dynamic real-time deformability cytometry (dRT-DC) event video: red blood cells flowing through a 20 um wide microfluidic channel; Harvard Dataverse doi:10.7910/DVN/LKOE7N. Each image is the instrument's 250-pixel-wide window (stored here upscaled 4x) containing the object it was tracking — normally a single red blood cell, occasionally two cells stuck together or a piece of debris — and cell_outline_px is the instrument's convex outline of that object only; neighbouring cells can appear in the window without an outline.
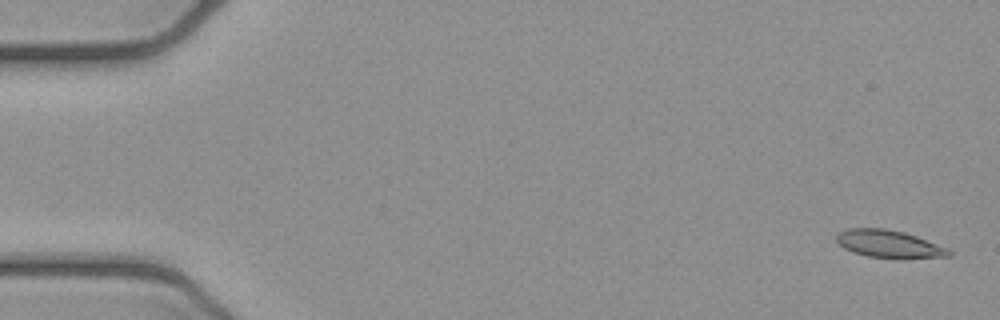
{"species": "common noctule bat (a hibernating species)", "species_latin": "Nyctalus noctula", "temperature_condition": "cold", "stored_images_in_passage": 7, "camera_frame_rate_fps": 3000, "um_per_image_px": 0.085, "animal": {"sex": "female", "body_mass_g": 21.9}, "frame": {"image": 1, "passage_image": 1, "time_ms": 0.0, "image_size_px": [1000, 320], "cell_outline_px": [[952, 256], [868, 256], [852, 252], [844, 248], [836, 240], [836, 236], [840, 232], [848, 228], [884, 228], [904, 232], [916, 236], [948, 248], [952, 252]], "centroid_in_image_um": [75.51, 20.69], "position_along_channel_um": 9.5, "area_um2": 17.22}}
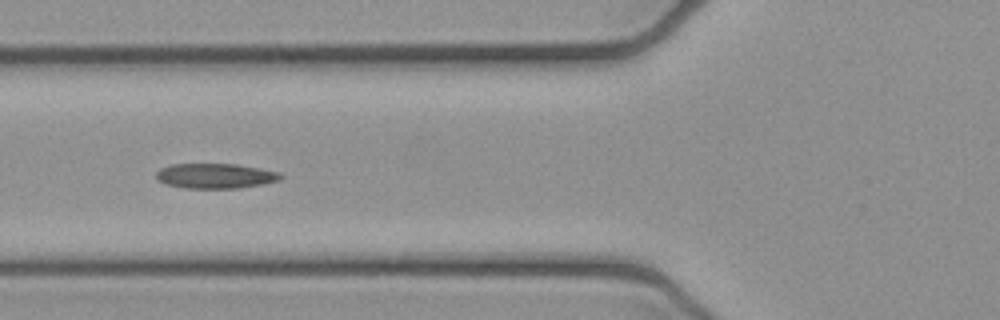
{"frame": {"image": 2, "passage_image": 6, "time_ms": 1.667, "image_size_px": [1000, 320], "cell_outline_px": [[284, 176], [280, 180], [264, 184], [240, 188], [184, 188], [164, 184], [156, 180], [156, 172], [160, 168], [172, 164], [236, 164], [260, 168], [280, 172]], "centroid_in_image_um": [18.31, 14.95], "position_along_channel_um": 107.5, "area_um2": 18.38}}
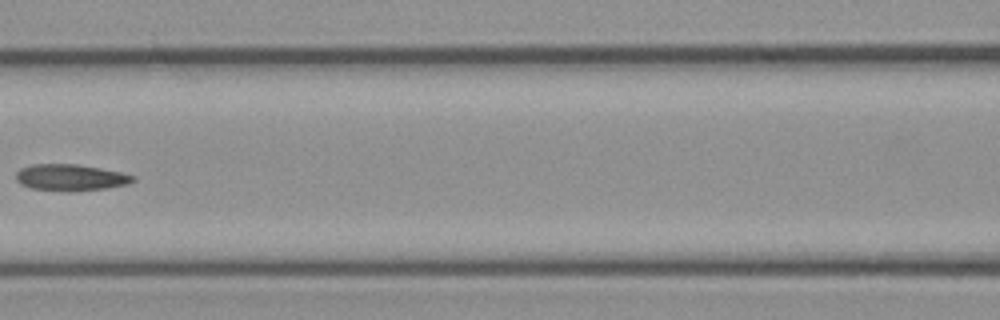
{"frame": {"image": 3, "passage_image": 7, "time_ms": 2.0, "image_size_px": [1000, 320], "cell_outline_px": [[136, 180], [128, 184], [108, 188], [72, 192], [64, 192], [32, 188], [20, 184], [16, 180], [16, 172], [20, 168], [32, 164], [76, 164], [100, 168], [120, 172], [136, 176]], "centroid_in_image_um": [6.0, 15.1], "position_along_channel_um": 160.6, "area_um2": 18.32}}